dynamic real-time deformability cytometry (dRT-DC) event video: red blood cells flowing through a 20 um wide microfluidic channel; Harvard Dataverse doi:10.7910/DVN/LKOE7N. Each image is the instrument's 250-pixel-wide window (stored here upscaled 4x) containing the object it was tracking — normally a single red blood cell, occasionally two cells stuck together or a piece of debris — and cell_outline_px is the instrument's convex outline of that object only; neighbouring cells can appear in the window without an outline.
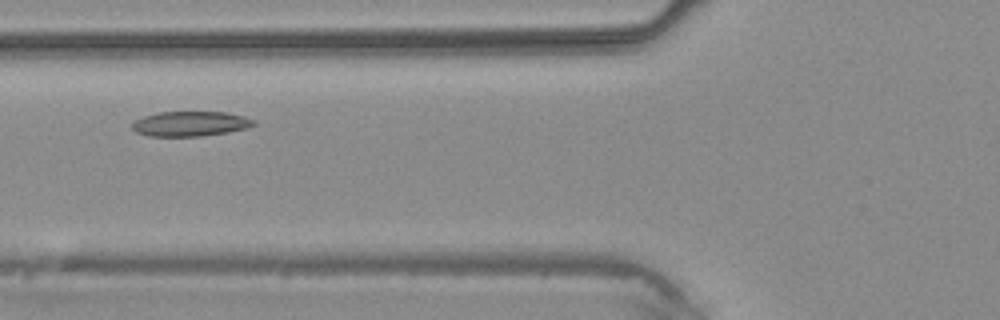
{"species": "common noctule bat (a hibernating species)", "species_latin": "Nyctalus noctula", "temperature_condition": "warm", "stored_images_in_passage": 4, "camera_frame_rate_fps": 3000, "um_per_image_px": 0.085, "animal": {"sex": "male", "body_mass_g": 20.4}, "frame": {"image": 1, "passage_image": 4, "time_ms": 4.333, "image_size_px": [1000, 320], "cell_outline_px": [[256, 124], [248, 128], [228, 132], [200, 136], [148, 136], [136, 132], [132, 128], [132, 124], [136, 120], [144, 116], [156, 112], [228, 112], [244, 116], [256, 120]], "centroid_in_image_um": [16.21, 10.51], "position_along_channel_um": 109.6, "area_um2": 17.74}}